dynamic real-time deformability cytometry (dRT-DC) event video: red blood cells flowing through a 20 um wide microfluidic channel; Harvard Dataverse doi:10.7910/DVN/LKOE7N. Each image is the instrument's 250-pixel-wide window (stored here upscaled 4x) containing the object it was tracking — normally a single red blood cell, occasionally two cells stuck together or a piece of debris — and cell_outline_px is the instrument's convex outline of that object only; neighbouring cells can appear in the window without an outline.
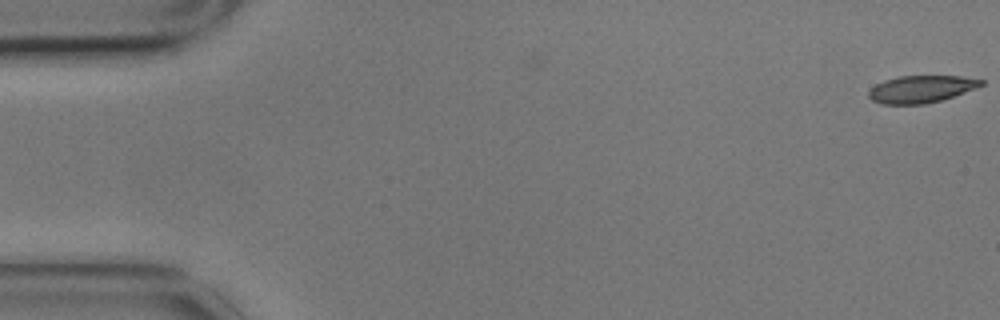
{"species": "common noctule bat (a hibernating species)", "species_latin": "Nyctalus noctula", "temperature_condition": "cold", "stored_images_in_passage": 6, "camera_frame_rate_fps": 3000, "um_per_image_px": 0.085, "animal": {"sex": "male", "body_mass_g": 17.9}, "frame": {"image": 1, "passage_image": 1, "time_ms": 0.0, "image_size_px": [1000, 320], "cell_outline_px": [[984, 84], [976, 88], [940, 100], [924, 104], [880, 104], [872, 100], [868, 96], [868, 92], [876, 84], [884, 80], [900, 76], [960, 76], [984, 80]], "centroid_in_image_um": [78.28, 7.57], "position_along_channel_um": 6.7, "area_um2": 17.69}}